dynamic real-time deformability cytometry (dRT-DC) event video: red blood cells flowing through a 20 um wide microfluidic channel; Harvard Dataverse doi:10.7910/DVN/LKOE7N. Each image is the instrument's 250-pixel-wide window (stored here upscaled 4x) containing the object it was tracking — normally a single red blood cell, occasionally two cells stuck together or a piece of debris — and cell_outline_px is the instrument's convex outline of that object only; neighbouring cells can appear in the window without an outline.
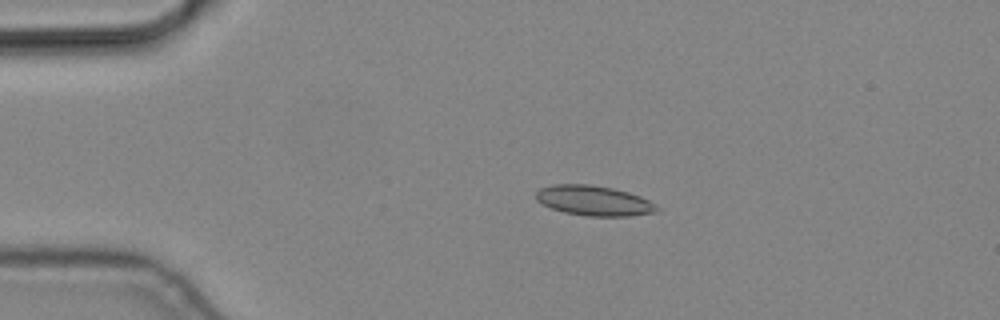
{"species": "common noctule bat (a hibernating species)", "species_latin": "Nyctalus noctula", "temperature_condition": "cold", "stored_images_in_passage": 6, "camera_frame_rate_fps": 3000, "um_per_image_px": 0.085, "animal": {"sex": "male", "body_mass_g": 19.2, "forearm_length_mm": 51.8}, "frame": {"image": 1, "passage_image": 3, "time_ms": 0.667, "image_size_px": [1000, 320], "cell_outline_px": [[660, 208], [656, 212], [628, 216], [588, 216], [564, 212], [552, 208], [536, 200], [536, 192], [540, 188], [556, 184], [588, 184], [612, 188], [628, 192], [640, 196], [656, 204]], "centroid_in_image_um": [50.5, 17.05], "position_along_channel_um": 34.5, "area_um2": 21.04}}
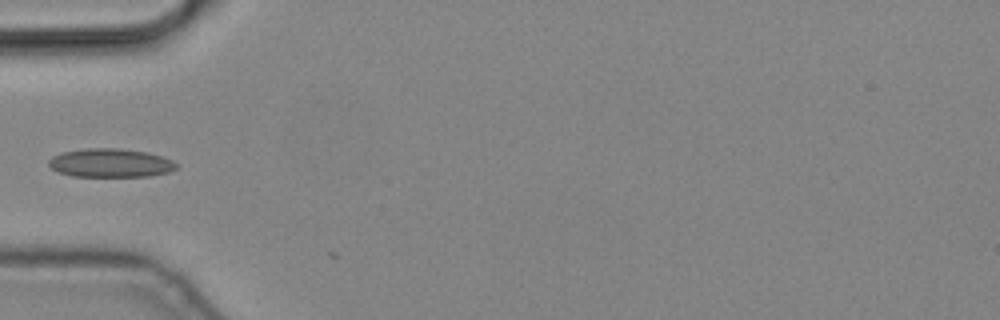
{"frame": {"image": 2, "passage_image": 5, "time_ms": 1.333, "image_size_px": [1000, 320], "cell_outline_px": [[180, 164], [176, 168], [168, 172], [148, 176], [72, 176], [56, 172], [48, 164], [48, 160], [52, 156], [60, 152], [84, 148], [120, 148], [148, 152], [172, 160]], "centroid_in_image_um": [9.36, 13.84], "position_along_channel_um": 75.6, "area_um2": 21.5}}
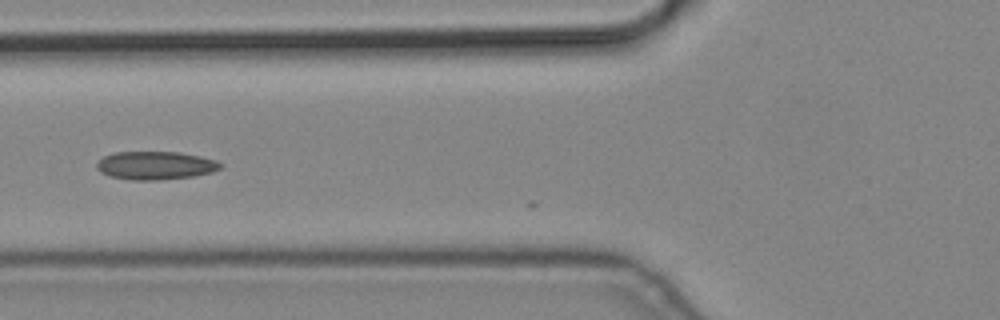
{"frame": {"image": 3, "passage_image": 6, "time_ms": 1.667, "image_size_px": [1000, 320], "cell_outline_px": [[224, 164], [220, 168], [212, 172], [196, 176], [160, 180], [132, 180], [112, 176], [100, 172], [96, 168], [96, 164], [104, 156], [116, 152], [180, 152], [200, 156], [216, 160]], "centroid_in_image_um": [13.25, 14.06], "position_along_channel_um": 112.6, "area_um2": 20.4}}